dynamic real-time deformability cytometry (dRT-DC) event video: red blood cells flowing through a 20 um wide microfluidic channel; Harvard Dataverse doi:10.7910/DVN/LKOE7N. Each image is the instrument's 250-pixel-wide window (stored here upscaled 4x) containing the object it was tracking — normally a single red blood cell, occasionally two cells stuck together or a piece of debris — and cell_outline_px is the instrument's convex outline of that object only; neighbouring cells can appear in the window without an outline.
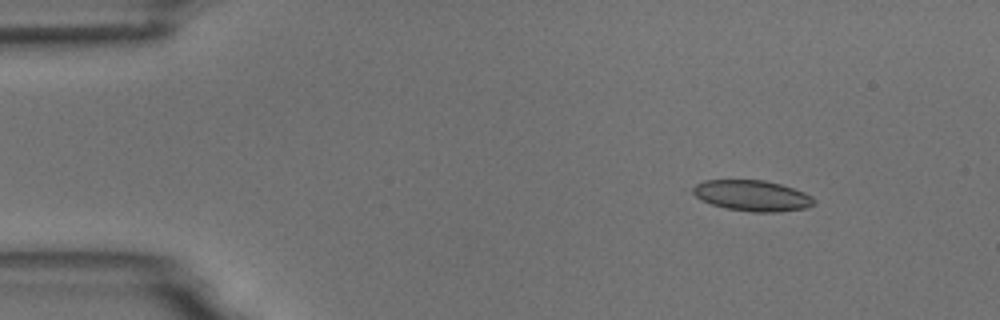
{"species": "common noctule bat (a hibernating species)", "species_latin": "Nyctalus noctula", "temperature_condition": "room temperature", "stored_images_in_passage": 9, "camera_frame_rate_fps": 3000, "um_per_image_px": 0.085, "animal": {"sex": "male", "body_mass_g": 18.8}, "frame": {"image": 1, "passage_image": 2, "time_ms": 2.0, "image_size_px": [1000, 320], "cell_outline_px": [[816, 200], [808, 208], [776, 212], [752, 212], [728, 208], [712, 204], [700, 200], [684, 188], [704, 180], [764, 180], [780, 184], [804, 192], [812, 196]], "centroid_in_image_um": [63.84, 16.62], "position_along_channel_um": 21.2, "area_um2": 22.08}}
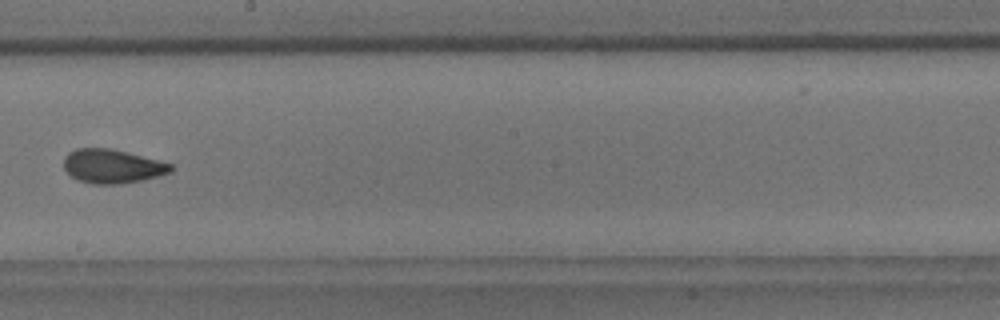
{"frame": {"image": 2, "passage_image": 9, "time_ms": 10.0, "image_size_px": [1000, 320], "cell_outline_px": [[172, 172], [140, 180], [116, 184], [92, 184], [76, 180], [64, 168], [64, 156], [68, 152], [76, 148], [112, 148], [172, 164]], "centroid_in_image_um": [9.5, 14.12], "position_along_channel_um": 238.7, "area_um2": 21.04}}